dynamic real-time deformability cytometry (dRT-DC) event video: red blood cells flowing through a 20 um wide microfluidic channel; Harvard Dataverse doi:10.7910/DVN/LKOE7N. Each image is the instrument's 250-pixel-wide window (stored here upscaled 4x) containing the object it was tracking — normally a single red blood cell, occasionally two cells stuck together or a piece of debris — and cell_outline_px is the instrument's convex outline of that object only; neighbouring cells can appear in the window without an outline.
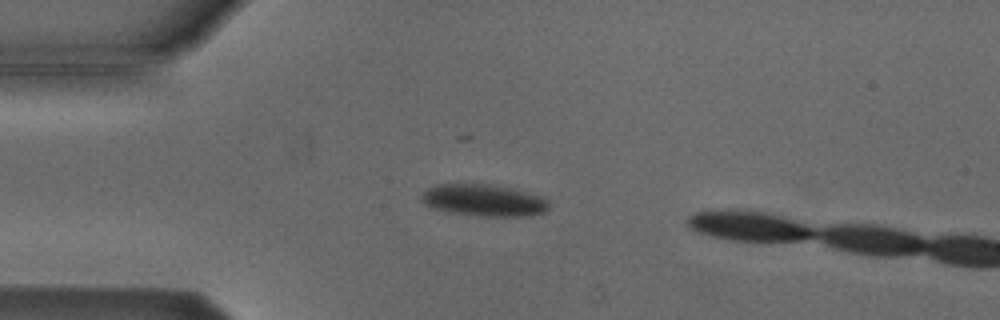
{"species": "Egyptian fruit bat (a non-hibernating species)", "species_latin": "Rousettus aegyptiacus", "temperature_condition": "cold", "stored_images_in_passage": 15, "camera_frame_rate_fps": 3000, "um_per_image_px": 0.085, "animal": {"sex": "male"}, "frame": {"image": 1, "passage_image": 13, "time_ms": 4.0, "image_size_px": [1000, 320], "cell_outline_px": [[548, 208], [544, 212], [532, 216], [480, 216], [448, 212], [432, 208], [424, 204], [420, 200], [420, 196], [428, 188], [436, 184], [496, 184], [512, 188], [540, 196], [548, 200]], "centroid_in_image_um": [41.1, 17.02], "position_along_channel_um": 43.9, "area_um2": 23.87}}